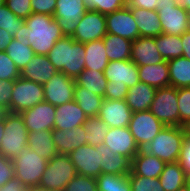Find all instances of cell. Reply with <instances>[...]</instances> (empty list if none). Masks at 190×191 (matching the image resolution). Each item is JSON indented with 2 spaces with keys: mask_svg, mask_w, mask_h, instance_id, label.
<instances>
[{
  "mask_svg": "<svg viewBox=\"0 0 190 191\" xmlns=\"http://www.w3.org/2000/svg\"><path fill=\"white\" fill-rule=\"evenodd\" d=\"M100 148L101 174L129 175L131 172V161L120 154L111 152L104 144Z\"/></svg>",
  "mask_w": 190,
  "mask_h": 191,
  "instance_id": "25",
  "label": "cell"
},
{
  "mask_svg": "<svg viewBox=\"0 0 190 191\" xmlns=\"http://www.w3.org/2000/svg\"><path fill=\"white\" fill-rule=\"evenodd\" d=\"M98 191H131L129 175L101 174L96 178Z\"/></svg>",
  "mask_w": 190,
  "mask_h": 191,
  "instance_id": "39",
  "label": "cell"
},
{
  "mask_svg": "<svg viewBox=\"0 0 190 191\" xmlns=\"http://www.w3.org/2000/svg\"><path fill=\"white\" fill-rule=\"evenodd\" d=\"M186 176L187 174L177 161L166 163L158 179L164 191H177L185 186Z\"/></svg>",
  "mask_w": 190,
  "mask_h": 191,
  "instance_id": "33",
  "label": "cell"
},
{
  "mask_svg": "<svg viewBox=\"0 0 190 191\" xmlns=\"http://www.w3.org/2000/svg\"><path fill=\"white\" fill-rule=\"evenodd\" d=\"M88 116L75 100L56 107L54 129L72 130L83 125Z\"/></svg>",
  "mask_w": 190,
  "mask_h": 191,
  "instance_id": "20",
  "label": "cell"
},
{
  "mask_svg": "<svg viewBox=\"0 0 190 191\" xmlns=\"http://www.w3.org/2000/svg\"><path fill=\"white\" fill-rule=\"evenodd\" d=\"M53 142L57 153L69 154L81 145L87 144V132L84 126L72 130H52Z\"/></svg>",
  "mask_w": 190,
  "mask_h": 191,
  "instance_id": "22",
  "label": "cell"
},
{
  "mask_svg": "<svg viewBox=\"0 0 190 191\" xmlns=\"http://www.w3.org/2000/svg\"><path fill=\"white\" fill-rule=\"evenodd\" d=\"M77 174L97 178L101 175L100 148L81 145L69 154Z\"/></svg>",
  "mask_w": 190,
  "mask_h": 191,
  "instance_id": "13",
  "label": "cell"
},
{
  "mask_svg": "<svg viewBox=\"0 0 190 191\" xmlns=\"http://www.w3.org/2000/svg\"><path fill=\"white\" fill-rule=\"evenodd\" d=\"M4 134L1 138L0 154L13 160L27 147L28 130L19 113L8 112L4 118Z\"/></svg>",
  "mask_w": 190,
  "mask_h": 191,
  "instance_id": "4",
  "label": "cell"
},
{
  "mask_svg": "<svg viewBox=\"0 0 190 191\" xmlns=\"http://www.w3.org/2000/svg\"><path fill=\"white\" fill-rule=\"evenodd\" d=\"M12 39L13 37L7 31L0 28V52L6 50Z\"/></svg>",
  "mask_w": 190,
  "mask_h": 191,
  "instance_id": "55",
  "label": "cell"
},
{
  "mask_svg": "<svg viewBox=\"0 0 190 191\" xmlns=\"http://www.w3.org/2000/svg\"><path fill=\"white\" fill-rule=\"evenodd\" d=\"M25 20L17 17L6 5L0 7V28L7 31L11 37L18 33Z\"/></svg>",
  "mask_w": 190,
  "mask_h": 191,
  "instance_id": "40",
  "label": "cell"
},
{
  "mask_svg": "<svg viewBox=\"0 0 190 191\" xmlns=\"http://www.w3.org/2000/svg\"><path fill=\"white\" fill-rule=\"evenodd\" d=\"M56 107L48 102H40L20 113L28 132L54 129Z\"/></svg>",
  "mask_w": 190,
  "mask_h": 191,
  "instance_id": "14",
  "label": "cell"
},
{
  "mask_svg": "<svg viewBox=\"0 0 190 191\" xmlns=\"http://www.w3.org/2000/svg\"><path fill=\"white\" fill-rule=\"evenodd\" d=\"M83 126L87 132V144L93 147L103 144L106 134L110 128L98 116L88 117Z\"/></svg>",
  "mask_w": 190,
  "mask_h": 191,
  "instance_id": "38",
  "label": "cell"
},
{
  "mask_svg": "<svg viewBox=\"0 0 190 191\" xmlns=\"http://www.w3.org/2000/svg\"><path fill=\"white\" fill-rule=\"evenodd\" d=\"M129 180L132 189L131 191H164L159 179L136 176L130 172Z\"/></svg>",
  "mask_w": 190,
  "mask_h": 191,
  "instance_id": "43",
  "label": "cell"
},
{
  "mask_svg": "<svg viewBox=\"0 0 190 191\" xmlns=\"http://www.w3.org/2000/svg\"><path fill=\"white\" fill-rule=\"evenodd\" d=\"M5 5L17 17L24 20L32 14L31 0H5Z\"/></svg>",
  "mask_w": 190,
  "mask_h": 191,
  "instance_id": "46",
  "label": "cell"
},
{
  "mask_svg": "<svg viewBox=\"0 0 190 191\" xmlns=\"http://www.w3.org/2000/svg\"><path fill=\"white\" fill-rule=\"evenodd\" d=\"M0 191H30V189L23 186L16 177H13L0 188Z\"/></svg>",
  "mask_w": 190,
  "mask_h": 191,
  "instance_id": "53",
  "label": "cell"
},
{
  "mask_svg": "<svg viewBox=\"0 0 190 191\" xmlns=\"http://www.w3.org/2000/svg\"><path fill=\"white\" fill-rule=\"evenodd\" d=\"M43 87L44 101L55 107L74 100L75 79L63 72H57Z\"/></svg>",
  "mask_w": 190,
  "mask_h": 191,
  "instance_id": "12",
  "label": "cell"
},
{
  "mask_svg": "<svg viewBox=\"0 0 190 191\" xmlns=\"http://www.w3.org/2000/svg\"><path fill=\"white\" fill-rule=\"evenodd\" d=\"M138 26L140 37H156L163 33L158 12L143 8H130Z\"/></svg>",
  "mask_w": 190,
  "mask_h": 191,
  "instance_id": "27",
  "label": "cell"
},
{
  "mask_svg": "<svg viewBox=\"0 0 190 191\" xmlns=\"http://www.w3.org/2000/svg\"><path fill=\"white\" fill-rule=\"evenodd\" d=\"M64 191H98L96 178L77 174Z\"/></svg>",
  "mask_w": 190,
  "mask_h": 191,
  "instance_id": "45",
  "label": "cell"
},
{
  "mask_svg": "<svg viewBox=\"0 0 190 191\" xmlns=\"http://www.w3.org/2000/svg\"><path fill=\"white\" fill-rule=\"evenodd\" d=\"M132 113L125 100L104 98L97 116L110 128H121L129 126Z\"/></svg>",
  "mask_w": 190,
  "mask_h": 191,
  "instance_id": "17",
  "label": "cell"
},
{
  "mask_svg": "<svg viewBox=\"0 0 190 191\" xmlns=\"http://www.w3.org/2000/svg\"><path fill=\"white\" fill-rule=\"evenodd\" d=\"M5 52L14 61L20 72L30 62L32 57L35 56L33 49L30 47L29 40L24 37L13 38Z\"/></svg>",
  "mask_w": 190,
  "mask_h": 191,
  "instance_id": "31",
  "label": "cell"
},
{
  "mask_svg": "<svg viewBox=\"0 0 190 191\" xmlns=\"http://www.w3.org/2000/svg\"><path fill=\"white\" fill-rule=\"evenodd\" d=\"M185 186L190 190V174L186 176Z\"/></svg>",
  "mask_w": 190,
  "mask_h": 191,
  "instance_id": "61",
  "label": "cell"
},
{
  "mask_svg": "<svg viewBox=\"0 0 190 191\" xmlns=\"http://www.w3.org/2000/svg\"><path fill=\"white\" fill-rule=\"evenodd\" d=\"M178 3L190 13V0H178Z\"/></svg>",
  "mask_w": 190,
  "mask_h": 191,
  "instance_id": "57",
  "label": "cell"
},
{
  "mask_svg": "<svg viewBox=\"0 0 190 191\" xmlns=\"http://www.w3.org/2000/svg\"><path fill=\"white\" fill-rule=\"evenodd\" d=\"M179 5L178 0H158V7L156 11L167 7H175Z\"/></svg>",
  "mask_w": 190,
  "mask_h": 191,
  "instance_id": "56",
  "label": "cell"
},
{
  "mask_svg": "<svg viewBox=\"0 0 190 191\" xmlns=\"http://www.w3.org/2000/svg\"><path fill=\"white\" fill-rule=\"evenodd\" d=\"M103 72L108 82L126 84L128 88L140 82L138 67L131 60L110 61Z\"/></svg>",
  "mask_w": 190,
  "mask_h": 191,
  "instance_id": "19",
  "label": "cell"
},
{
  "mask_svg": "<svg viewBox=\"0 0 190 191\" xmlns=\"http://www.w3.org/2000/svg\"><path fill=\"white\" fill-rule=\"evenodd\" d=\"M128 89L126 84L108 82L104 98L109 100H125Z\"/></svg>",
  "mask_w": 190,
  "mask_h": 191,
  "instance_id": "47",
  "label": "cell"
},
{
  "mask_svg": "<svg viewBox=\"0 0 190 191\" xmlns=\"http://www.w3.org/2000/svg\"><path fill=\"white\" fill-rule=\"evenodd\" d=\"M20 77V71L5 51L0 52V80L14 81Z\"/></svg>",
  "mask_w": 190,
  "mask_h": 191,
  "instance_id": "44",
  "label": "cell"
},
{
  "mask_svg": "<svg viewBox=\"0 0 190 191\" xmlns=\"http://www.w3.org/2000/svg\"><path fill=\"white\" fill-rule=\"evenodd\" d=\"M75 83L104 98L108 80L103 71L85 69L75 79Z\"/></svg>",
  "mask_w": 190,
  "mask_h": 191,
  "instance_id": "36",
  "label": "cell"
},
{
  "mask_svg": "<svg viewBox=\"0 0 190 191\" xmlns=\"http://www.w3.org/2000/svg\"><path fill=\"white\" fill-rule=\"evenodd\" d=\"M5 5V0H0V7Z\"/></svg>",
  "mask_w": 190,
  "mask_h": 191,
  "instance_id": "63",
  "label": "cell"
},
{
  "mask_svg": "<svg viewBox=\"0 0 190 191\" xmlns=\"http://www.w3.org/2000/svg\"><path fill=\"white\" fill-rule=\"evenodd\" d=\"M85 46V69L104 71L109 60L102 39L91 41L84 44Z\"/></svg>",
  "mask_w": 190,
  "mask_h": 191,
  "instance_id": "32",
  "label": "cell"
},
{
  "mask_svg": "<svg viewBox=\"0 0 190 191\" xmlns=\"http://www.w3.org/2000/svg\"><path fill=\"white\" fill-rule=\"evenodd\" d=\"M87 10L84 0H57L53 18L64 36H72Z\"/></svg>",
  "mask_w": 190,
  "mask_h": 191,
  "instance_id": "10",
  "label": "cell"
},
{
  "mask_svg": "<svg viewBox=\"0 0 190 191\" xmlns=\"http://www.w3.org/2000/svg\"><path fill=\"white\" fill-rule=\"evenodd\" d=\"M177 191H190L186 186L179 188Z\"/></svg>",
  "mask_w": 190,
  "mask_h": 191,
  "instance_id": "62",
  "label": "cell"
},
{
  "mask_svg": "<svg viewBox=\"0 0 190 191\" xmlns=\"http://www.w3.org/2000/svg\"><path fill=\"white\" fill-rule=\"evenodd\" d=\"M103 99V97L75 83L74 100L88 117L98 115Z\"/></svg>",
  "mask_w": 190,
  "mask_h": 191,
  "instance_id": "35",
  "label": "cell"
},
{
  "mask_svg": "<svg viewBox=\"0 0 190 191\" xmlns=\"http://www.w3.org/2000/svg\"><path fill=\"white\" fill-rule=\"evenodd\" d=\"M4 119H0V145H1V138L4 134Z\"/></svg>",
  "mask_w": 190,
  "mask_h": 191,
  "instance_id": "59",
  "label": "cell"
},
{
  "mask_svg": "<svg viewBox=\"0 0 190 191\" xmlns=\"http://www.w3.org/2000/svg\"><path fill=\"white\" fill-rule=\"evenodd\" d=\"M103 144L115 154L127 157L130 161L140 151L128 127L109 128Z\"/></svg>",
  "mask_w": 190,
  "mask_h": 191,
  "instance_id": "16",
  "label": "cell"
},
{
  "mask_svg": "<svg viewBox=\"0 0 190 191\" xmlns=\"http://www.w3.org/2000/svg\"><path fill=\"white\" fill-rule=\"evenodd\" d=\"M127 0H84L88 9L104 15L120 10L126 6Z\"/></svg>",
  "mask_w": 190,
  "mask_h": 191,
  "instance_id": "42",
  "label": "cell"
},
{
  "mask_svg": "<svg viewBox=\"0 0 190 191\" xmlns=\"http://www.w3.org/2000/svg\"><path fill=\"white\" fill-rule=\"evenodd\" d=\"M155 45L165 61L182 56L181 36L162 33L155 37Z\"/></svg>",
  "mask_w": 190,
  "mask_h": 191,
  "instance_id": "37",
  "label": "cell"
},
{
  "mask_svg": "<svg viewBox=\"0 0 190 191\" xmlns=\"http://www.w3.org/2000/svg\"><path fill=\"white\" fill-rule=\"evenodd\" d=\"M186 174H190V135L187 133L183 139L180 157L178 160Z\"/></svg>",
  "mask_w": 190,
  "mask_h": 191,
  "instance_id": "50",
  "label": "cell"
},
{
  "mask_svg": "<svg viewBox=\"0 0 190 191\" xmlns=\"http://www.w3.org/2000/svg\"><path fill=\"white\" fill-rule=\"evenodd\" d=\"M106 33V16L95 10L88 9L80 19V22L71 37L75 41L85 44L103 39Z\"/></svg>",
  "mask_w": 190,
  "mask_h": 191,
  "instance_id": "11",
  "label": "cell"
},
{
  "mask_svg": "<svg viewBox=\"0 0 190 191\" xmlns=\"http://www.w3.org/2000/svg\"><path fill=\"white\" fill-rule=\"evenodd\" d=\"M105 16L107 33L124 37L132 42L140 37L136 20L127 5Z\"/></svg>",
  "mask_w": 190,
  "mask_h": 191,
  "instance_id": "15",
  "label": "cell"
},
{
  "mask_svg": "<svg viewBox=\"0 0 190 191\" xmlns=\"http://www.w3.org/2000/svg\"><path fill=\"white\" fill-rule=\"evenodd\" d=\"M14 176V166L12 160L6 159L0 154V188L4 186Z\"/></svg>",
  "mask_w": 190,
  "mask_h": 191,
  "instance_id": "49",
  "label": "cell"
},
{
  "mask_svg": "<svg viewBox=\"0 0 190 191\" xmlns=\"http://www.w3.org/2000/svg\"><path fill=\"white\" fill-rule=\"evenodd\" d=\"M140 82H144L156 88L170 86L167 61L154 65L137 66Z\"/></svg>",
  "mask_w": 190,
  "mask_h": 191,
  "instance_id": "28",
  "label": "cell"
},
{
  "mask_svg": "<svg viewBox=\"0 0 190 191\" xmlns=\"http://www.w3.org/2000/svg\"><path fill=\"white\" fill-rule=\"evenodd\" d=\"M27 147L48 161L58 154L54 146L52 131L49 130L28 132Z\"/></svg>",
  "mask_w": 190,
  "mask_h": 191,
  "instance_id": "29",
  "label": "cell"
},
{
  "mask_svg": "<svg viewBox=\"0 0 190 191\" xmlns=\"http://www.w3.org/2000/svg\"><path fill=\"white\" fill-rule=\"evenodd\" d=\"M8 111L3 107L0 106V119H4Z\"/></svg>",
  "mask_w": 190,
  "mask_h": 191,
  "instance_id": "60",
  "label": "cell"
},
{
  "mask_svg": "<svg viewBox=\"0 0 190 191\" xmlns=\"http://www.w3.org/2000/svg\"><path fill=\"white\" fill-rule=\"evenodd\" d=\"M12 88L13 81L0 80V106H3L7 111L11 103Z\"/></svg>",
  "mask_w": 190,
  "mask_h": 191,
  "instance_id": "51",
  "label": "cell"
},
{
  "mask_svg": "<svg viewBox=\"0 0 190 191\" xmlns=\"http://www.w3.org/2000/svg\"><path fill=\"white\" fill-rule=\"evenodd\" d=\"M157 88L144 82H139L128 89L126 103L132 112L149 110Z\"/></svg>",
  "mask_w": 190,
  "mask_h": 191,
  "instance_id": "26",
  "label": "cell"
},
{
  "mask_svg": "<svg viewBox=\"0 0 190 191\" xmlns=\"http://www.w3.org/2000/svg\"><path fill=\"white\" fill-rule=\"evenodd\" d=\"M130 60L137 66L154 65L164 61L155 45V37H138L133 41Z\"/></svg>",
  "mask_w": 190,
  "mask_h": 191,
  "instance_id": "21",
  "label": "cell"
},
{
  "mask_svg": "<svg viewBox=\"0 0 190 191\" xmlns=\"http://www.w3.org/2000/svg\"><path fill=\"white\" fill-rule=\"evenodd\" d=\"M164 127L165 125L150 110L133 112L128 126L140 150Z\"/></svg>",
  "mask_w": 190,
  "mask_h": 191,
  "instance_id": "9",
  "label": "cell"
},
{
  "mask_svg": "<svg viewBox=\"0 0 190 191\" xmlns=\"http://www.w3.org/2000/svg\"><path fill=\"white\" fill-rule=\"evenodd\" d=\"M158 16L165 34L181 36L190 29L189 12L180 4L158 10Z\"/></svg>",
  "mask_w": 190,
  "mask_h": 191,
  "instance_id": "18",
  "label": "cell"
},
{
  "mask_svg": "<svg viewBox=\"0 0 190 191\" xmlns=\"http://www.w3.org/2000/svg\"><path fill=\"white\" fill-rule=\"evenodd\" d=\"M166 163L141 149L131 161V172L136 176L158 179Z\"/></svg>",
  "mask_w": 190,
  "mask_h": 191,
  "instance_id": "24",
  "label": "cell"
},
{
  "mask_svg": "<svg viewBox=\"0 0 190 191\" xmlns=\"http://www.w3.org/2000/svg\"><path fill=\"white\" fill-rule=\"evenodd\" d=\"M85 52L84 43L75 41L71 36H63L46 56L57 72L76 79L85 70Z\"/></svg>",
  "mask_w": 190,
  "mask_h": 191,
  "instance_id": "2",
  "label": "cell"
},
{
  "mask_svg": "<svg viewBox=\"0 0 190 191\" xmlns=\"http://www.w3.org/2000/svg\"><path fill=\"white\" fill-rule=\"evenodd\" d=\"M126 5L129 8H143L146 10H155L158 7V0H127Z\"/></svg>",
  "mask_w": 190,
  "mask_h": 191,
  "instance_id": "52",
  "label": "cell"
},
{
  "mask_svg": "<svg viewBox=\"0 0 190 191\" xmlns=\"http://www.w3.org/2000/svg\"><path fill=\"white\" fill-rule=\"evenodd\" d=\"M30 191H62V190H56V189H48V188H43V187H37L30 189Z\"/></svg>",
  "mask_w": 190,
  "mask_h": 191,
  "instance_id": "58",
  "label": "cell"
},
{
  "mask_svg": "<svg viewBox=\"0 0 190 191\" xmlns=\"http://www.w3.org/2000/svg\"><path fill=\"white\" fill-rule=\"evenodd\" d=\"M177 101L179 110V126H190V87L177 88Z\"/></svg>",
  "mask_w": 190,
  "mask_h": 191,
  "instance_id": "41",
  "label": "cell"
},
{
  "mask_svg": "<svg viewBox=\"0 0 190 191\" xmlns=\"http://www.w3.org/2000/svg\"><path fill=\"white\" fill-rule=\"evenodd\" d=\"M12 162L14 166V176L23 186L29 189L39 187L48 160L40 157L34 150L26 147Z\"/></svg>",
  "mask_w": 190,
  "mask_h": 191,
  "instance_id": "5",
  "label": "cell"
},
{
  "mask_svg": "<svg viewBox=\"0 0 190 191\" xmlns=\"http://www.w3.org/2000/svg\"><path fill=\"white\" fill-rule=\"evenodd\" d=\"M177 103V88L173 86L157 88L149 110L165 126H179Z\"/></svg>",
  "mask_w": 190,
  "mask_h": 191,
  "instance_id": "8",
  "label": "cell"
},
{
  "mask_svg": "<svg viewBox=\"0 0 190 191\" xmlns=\"http://www.w3.org/2000/svg\"><path fill=\"white\" fill-rule=\"evenodd\" d=\"M187 133L186 127L165 126L143 150L165 163L177 162Z\"/></svg>",
  "mask_w": 190,
  "mask_h": 191,
  "instance_id": "3",
  "label": "cell"
},
{
  "mask_svg": "<svg viewBox=\"0 0 190 191\" xmlns=\"http://www.w3.org/2000/svg\"><path fill=\"white\" fill-rule=\"evenodd\" d=\"M63 36L53 16L32 13L13 38H27L35 55L46 56Z\"/></svg>",
  "mask_w": 190,
  "mask_h": 191,
  "instance_id": "1",
  "label": "cell"
},
{
  "mask_svg": "<svg viewBox=\"0 0 190 191\" xmlns=\"http://www.w3.org/2000/svg\"><path fill=\"white\" fill-rule=\"evenodd\" d=\"M181 43L183 45L182 56L190 60V29L181 35Z\"/></svg>",
  "mask_w": 190,
  "mask_h": 191,
  "instance_id": "54",
  "label": "cell"
},
{
  "mask_svg": "<svg viewBox=\"0 0 190 191\" xmlns=\"http://www.w3.org/2000/svg\"><path fill=\"white\" fill-rule=\"evenodd\" d=\"M57 70L45 55H35L30 62L20 72V76L24 79L34 81L35 83L44 84L49 81Z\"/></svg>",
  "mask_w": 190,
  "mask_h": 191,
  "instance_id": "23",
  "label": "cell"
},
{
  "mask_svg": "<svg viewBox=\"0 0 190 191\" xmlns=\"http://www.w3.org/2000/svg\"><path fill=\"white\" fill-rule=\"evenodd\" d=\"M77 175L68 154H57L48 161L39 187L64 191L68 183Z\"/></svg>",
  "mask_w": 190,
  "mask_h": 191,
  "instance_id": "6",
  "label": "cell"
},
{
  "mask_svg": "<svg viewBox=\"0 0 190 191\" xmlns=\"http://www.w3.org/2000/svg\"><path fill=\"white\" fill-rule=\"evenodd\" d=\"M102 40L109 62L130 60L132 41L111 33H106Z\"/></svg>",
  "mask_w": 190,
  "mask_h": 191,
  "instance_id": "30",
  "label": "cell"
},
{
  "mask_svg": "<svg viewBox=\"0 0 190 191\" xmlns=\"http://www.w3.org/2000/svg\"><path fill=\"white\" fill-rule=\"evenodd\" d=\"M43 101V85L20 76L13 81L12 98L8 112L20 114L22 111L32 108Z\"/></svg>",
  "mask_w": 190,
  "mask_h": 191,
  "instance_id": "7",
  "label": "cell"
},
{
  "mask_svg": "<svg viewBox=\"0 0 190 191\" xmlns=\"http://www.w3.org/2000/svg\"><path fill=\"white\" fill-rule=\"evenodd\" d=\"M57 0H31L32 13L48 14L53 16Z\"/></svg>",
  "mask_w": 190,
  "mask_h": 191,
  "instance_id": "48",
  "label": "cell"
},
{
  "mask_svg": "<svg viewBox=\"0 0 190 191\" xmlns=\"http://www.w3.org/2000/svg\"><path fill=\"white\" fill-rule=\"evenodd\" d=\"M170 86L175 88L190 87V60L180 56L167 61Z\"/></svg>",
  "mask_w": 190,
  "mask_h": 191,
  "instance_id": "34",
  "label": "cell"
},
{
  "mask_svg": "<svg viewBox=\"0 0 190 191\" xmlns=\"http://www.w3.org/2000/svg\"><path fill=\"white\" fill-rule=\"evenodd\" d=\"M187 130H188V134L190 135V126L187 128Z\"/></svg>",
  "mask_w": 190,
  "mask_h": 191,
  "instance_id": "64",
  "label": "cell"
}]
</instances>
